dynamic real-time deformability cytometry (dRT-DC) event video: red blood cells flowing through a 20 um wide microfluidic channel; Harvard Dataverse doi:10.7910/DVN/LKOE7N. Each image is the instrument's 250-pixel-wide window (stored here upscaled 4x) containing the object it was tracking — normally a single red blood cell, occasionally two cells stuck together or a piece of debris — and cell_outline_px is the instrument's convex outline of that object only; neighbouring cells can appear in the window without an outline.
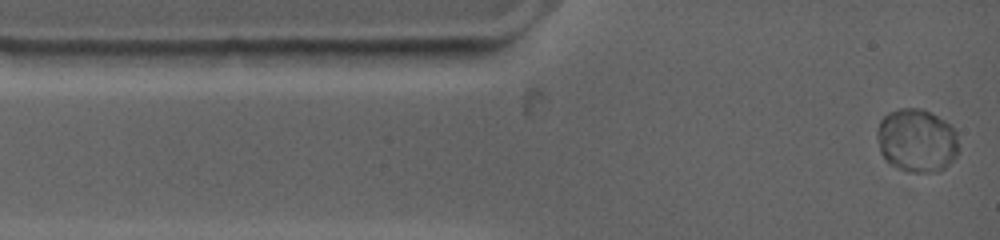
{"species": "common noctule bat (a hibernating species)", "species_latin": "Nyctalus noctula", "temperature_condition": "warm", "stored_images_in_passage": 44, "camera_frame_rate_fps": 4500, "um_per_image_px": 0.085, "animal": {"sex": "female", "body_mass_g": 19.0, "forearm_length_mm": 53.3}, "frame": {"image": 1, "passage_image": 1, "time_ms": 0.0, "image_size_px": [1000, 240], "cell_outline_px": [[956, 156], [944, 168], [928, 172], [912, 172], [900, 168], [892, 164], [880, 152], [880, 120], [888, 112], [900, 108], [920, 108], [944, 120], [956, 132]], "centroid_in_image_um": [77.93, 11.92], "position_along_channel_um": 7.1, "area_um2": 29.07}}
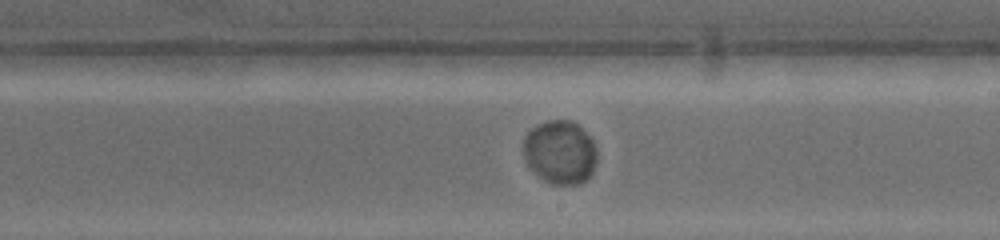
{"frame": {"image": 2, "passage_image": 20, "time_ms": 7.556, "image_size_px": [1000, 240], "cell_outline_px": [[596, 164], [592, 172], [580, 184], [552, 184], [544, 180], [528, 168], [524, 156], [524, 136], [532, 128], [548, 120], [572, 120], [592, 140], [596, 148]], "centroid_in_image_um": [47.59, 12.95], "position_along_channel_um": 241.4, "area_um2": 27.11}}
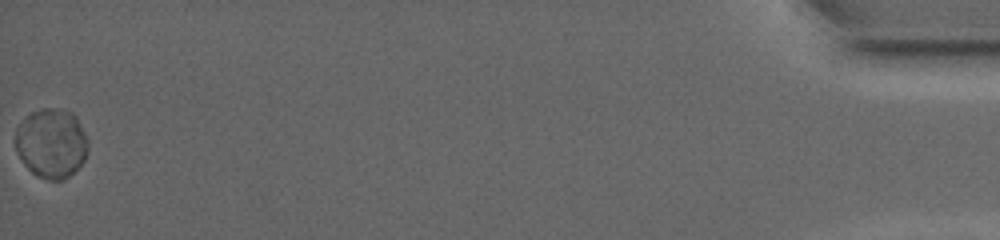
{"frame": {"image": 3, "passage_image": 44, "time_ms": 17.333, "image_size_px": [1000, 240], "cell_outline_px": [[88, 152], [84, 160], [64, 180], [48, 180], [36, 176], [24, 164], [16, 152], [16, 128], [32, 112], [44, 108], [64, 108], [72, 112], [84, 132], [88, 140]], "centroid_in_image_um": [4.37, 12.18], "position_along_channel_um": 430.8, "area_um2": 29.3}, "authors_computed_cell_mechanics": {"area_um2": 27.8885, "velocity_mm_per_s": 3.6333, "shape_relaxation_time_tau1_ms": 1.5102, "shape_relaxation_time_tau2_ms": null, "deformation_change_tau1": 0.0108, "deformation_change_tau2": null}}